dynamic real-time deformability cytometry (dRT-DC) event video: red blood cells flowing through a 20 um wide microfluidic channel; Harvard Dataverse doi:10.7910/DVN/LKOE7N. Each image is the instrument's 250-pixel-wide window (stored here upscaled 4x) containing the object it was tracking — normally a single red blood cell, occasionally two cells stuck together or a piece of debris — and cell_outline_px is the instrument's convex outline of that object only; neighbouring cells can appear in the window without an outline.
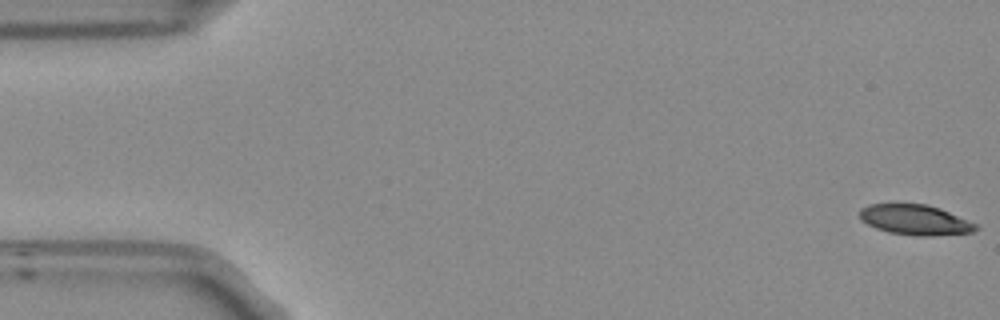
{"species": "Egyptian fruit bat (a non-hibernating species)", "species_latin": "Rousettus aegyptiacus", "temperature_condition": "room temperature", "stored_images_in_passage": 54, "camera_frame_rate_fps": 3000, "um_per_image_px": 0.085, "frame": {"image": 1, "passage_image": 1, "time_ms": 0.0, "image_size_px": [1000, 320], "cell_outline_px": [[980, 228], [972, 232], [932, 236], [920, 236], [888, 232], [876, 228], [860, 220], [860, 208], [868, 204], [928, 204], [940, 208], [976, 224]], "centroid_in_image_um": [77.77, 18.68], "position_along_channel_um": 7.2, "area_um2": 20.4}}
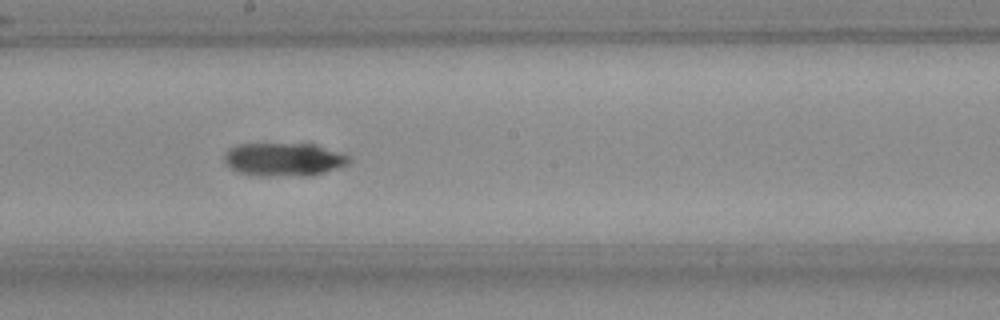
{"frame": {"image": 2, "passage_image": 29, "time_ms": 9.333, "image_size_px": [1000, 320], "cell_outline_px": [[352, 164], [344, 168], [324, 172], [268, 176], [256, 176], [240, 172], [232, 168], [224, 160], [224, 156], [228, 148], [240, 144], [304, 144], [340, 152], [348, 156], [352, 160]], "centroid_in_image_um": [24.14, 13.55], "position_along_channel_um": 224.1, "area_um2": 23.64}}
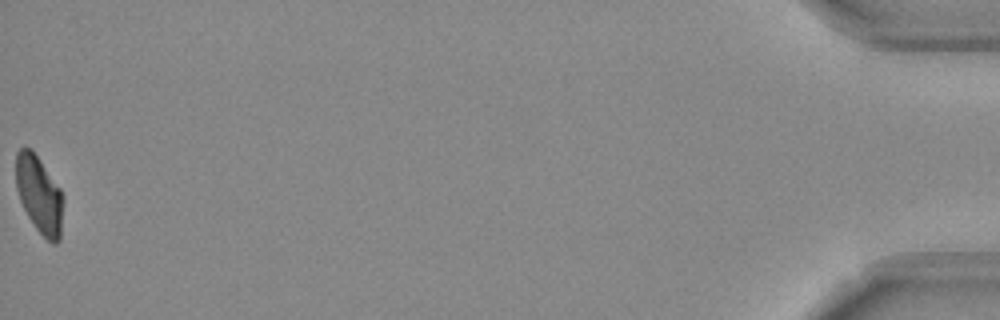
{"frame": {"image": 3, "passage_image": 54, "time_ms": 17.667, "image_size_px": [1000, 320], "cell_outline_px": [[64, 200], [60, 240], [56, 244], [52, 244], [36, 228], [28, 216], [20, 200], [16, 188], [16, 152], [24, 144], [32, 148], [60, 188], [64, 196]], "centroid_in_image_um": [3.35, 16.51], "position_along_channel_um": 431.9, "area_um2": 21.62}, "authors_computed_cell_mechanics": {"area_um2": 22.542, "velocity_mm_per_s": 3.7693, "shape_relaxation_time_tau1_ms": null, "shape_relaxation_time_tau2_ms": 3.831, "deformation_change_tau1": null, "deformation_change_tau2": 0.0955}}